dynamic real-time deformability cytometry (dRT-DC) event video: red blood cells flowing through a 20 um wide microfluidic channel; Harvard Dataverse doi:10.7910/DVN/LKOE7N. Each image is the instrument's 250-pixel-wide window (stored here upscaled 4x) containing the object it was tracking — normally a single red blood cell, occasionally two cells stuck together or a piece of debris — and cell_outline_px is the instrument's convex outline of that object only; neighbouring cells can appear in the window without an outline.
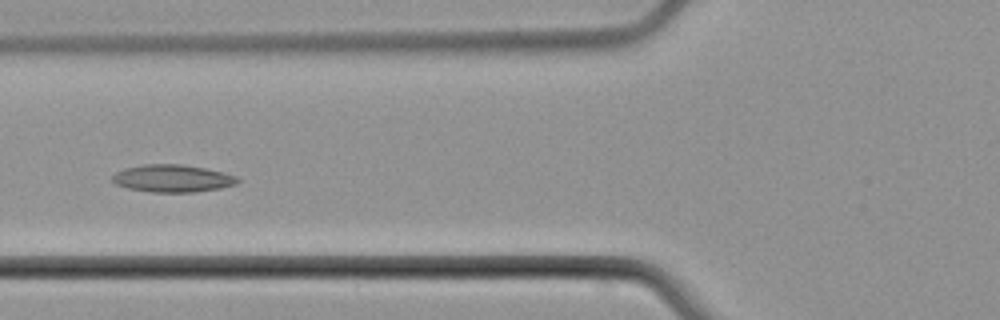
{"species": "common noctule bat (a hibernating species)", "species_latin": "Nyctalus noctula", "temperature_condition": "cold", "stored_images_in_passage": 7, "camera_frame_rate_fps": 3000, "um_per_image_px": 0.085, "animal": {"sex": "male", "body_mass_g": 21.5, "forearm_length_mm": 52.0}, "frame": {"image": 1, "passage_image": 6, "time_ms": 7.333, "image_size_px": [1000, 320], "cell_outline_px": [[240, 180], [236, 184], [220, 188], [192, 192], [148, 192], [128, 188], [116, 184], [112, 180], [112, 176], [116, 172], [124, 168], [144, 164], [180, 164], [204, 168], [224, 172], [236, 176]], "centroid_in_image_um": [14.65, 15.16], "position_along_channel_um": 111.1, "area_um2": 20.0}}
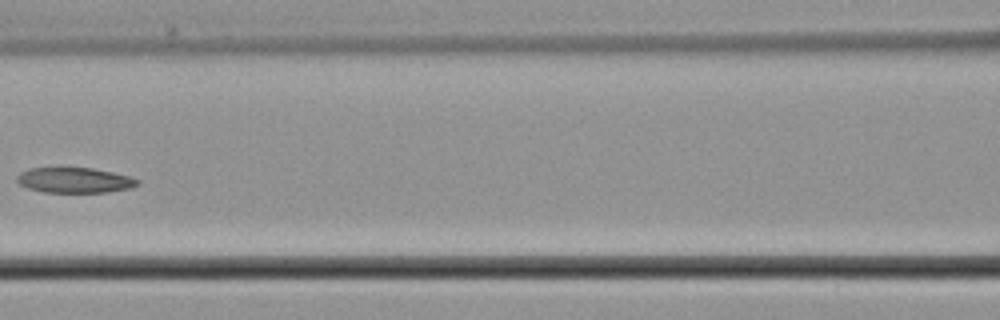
{"frame": {"image": 2, "passage_image": 7, "time_ms": 8.667, "image_size_px": [1000, 320], "cell_outline_px": [[140, 184], [132, 188], [108, 192], [44, 192], [28, 188], [20, 184], [16, 180], [16, 176], [20, 172], [28, 168], [92, 168], [112, 172], [128, 176], [140, 180]], "centroid_in_image_um": [6.35, 15.32], "position_along_channel_um": 160.3, "area_um2": 17.8}}